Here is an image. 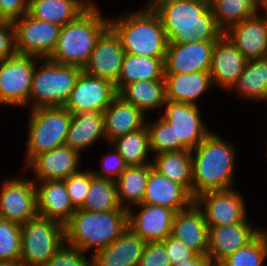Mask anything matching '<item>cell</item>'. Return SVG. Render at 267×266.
I'll use <instances>...</instances> for the list:
<instances>
[{
	"label": "cell",
	"instance_id": "obj_1",
	"mask_svg": "<svg viewBox=\"0 0 267 266\" xmlns=\"http://www.w3.org/2000/svg\"><path fill=\"white\" fill-rule=\"evenodd\" d=\"M159 15L168 44L217 41L218 27L210 0H149Z\"/></svg>",
	"mask_w": 267,
	"mask_h": 266
},
{
	"label": "cell",
	"instance_id": "obj_2",
	"mask_svg": "<svg viewBox=\"0 0 267 266\" xmlns=\"http://www.w3.org/2000/svg\"><path fill=\"white\" fill-rule=\"evenodd\" d=\"M213 130L193 150L192 156V196L207 191L235 188V166L237 146Z\"/></svg>",
	"mask_w": 267,
	"mask_h": 266
},
{
	"label": "cell",
	"instance_id": "obj_3",
	"mask_svg": "<svg viewBox=\"0 0 267 266\" xmlns=\"http://www.w3.org/2000/svg\"><path fill=\"white\" fill-rule=\"evenodd\" d=\"M126 54L165 58L168 40L157 12L145 2L138 10L108 16Z\"/></svg>",
	"mask_w": 267,
	"mask_h": 266
},
{
	"label": "cell",
	"instance_id": "obj_4",
	"mask_svg": "<svg viewBox=\"0 0 267 266\" xmlns=\"http://www.w3.org/2000/svg\"><path fill=\"white\" fill-rule=\"evenodd\" d=\"M94 1L74 21L61 27L56 47L49 60L84 69L95 44L109 26V18Z\"/></svg>",
	"mask_w": 267,
	"mask_h": 266
},
{
	"label": "cell",
	"instance_id": "obj_5",
	"mask_svg": "<svg viewBox=\"0 0 267 266\" xmlns=\"http://www.w3.org/2000/svg\"><path fill=\"white\" fill-rule=\"evenodd\" d=\"M127 228L126 208L108 212L76 209L64 225L65 244L92 256L110 245Z\"/></svg>",
	"mask_w": 267,
	"mask_h": 266
},
{
	"label": "cell",
	"instance_id": "obj_6",
	"mask_svg": "<svg viewBox=\"0 0 267 266\" xmlns=\"http://www.w3.org/2000/svg\"><path fill=\"white\" fill-rule=\"evenodd\" d=\"M83 71L42 58L37 60L29 96V110L41 107H64Z\"/></svg>",
	"mask_w": 267,
	"mask_h": 266
},
{
	"label": "cell",
	"instance_id": "obj_7",
	"mask_svg": "<svg viewBox=\"0 0 267 266\" xmlns=\"http://www.w3.org/2000/svg\"><path fill=\"white\" fill-rule=\"evenodd\" d=\"M24 169L36 156L65 145L72 113L65 107L30 110Z\"/></svg>",
	"mask_w": 267,
	"mask_h": 266
},
{
	"label": "cell",
	"instance_id": "obj_8",
	"mask_svg": "<svg viewBox=\"0 0 267 266\" xmlns=\"http://www.w3.org/2000/svg\"><path fill=\"white\" fill-rule=\"evenodd\" d=\"M65 243L64 225L37 216L21 224L22 266H44Z\"/></svg>",
	"mask_w": 267,
	"mask_h": 266
},
{
	"label": "cell",
	"instance_id": "obj_9",
	"mask_svg": "<svg viewBox=\"0 0 267 266\" xmlns=\"http://www.w3.org/2000/svg\"><path fill=\"white\" fill-rule=\"evenodd\" d=\"M38 57L16 54L0 61V105L29 108Z\"/></svg>",
	"mask_w": 267,
	"mask_h": 266
},
{
	"label": "cell",
	"instance_id": "obj_10",
	"mask_svg": "<svg viewBox=\"0 0 267 266\" xmlns=\"http://www.w3.org/2000/svg\"><path fill=\"white\" fill-rule=\"evenodd\" d=\"M199 106L165 99L160 116L174 130L177 151L193 150L212 131L201 117Z\"/></svg>",
	"mask_w": 267,
	"mask_h": 266
},
{
	"label": "cell",
	"instance_id": "obj_11",
	"mask_svg": "<svg viewBox=\"0 0 267 266\" xmlns=\"http://www.w3.org/2000/svg\"><path fill=\"white\" fill-rule=\"evenodd\" d=\"M37 216L35 182L22 174L5 177L0 186V218L24 224Z\"/></svg>",
	"mask_w": 267,
	"mask_h": 266
},
{
	"label": "cell",
	"instance_id": "obj_12",
	"mask_svg": "<svg viewBox=\"0 0 267 266\" xmlns=\"http://www.w3.org/2000/svg\"><path fill=\"white\" fill-rule=\"evenodd\" d=\"M17 54L48 58L54 51L61 26L30 16L13 21Z\"/></svg>",
	"mask_w": 267,
	"mask_h": 266
},
{
	"label": "cell",
	"instance_id": "obj_13",
	"mask_svg": "<svg viewBox=\"0 0 267 266\" xmlns=\"http://www.w3.org/2000/svg\"><path fill=\"white\" fill-rule=\"evenodd\" d=\"M238 188L207 191L195 197L194 203L203 212L208 227L250 221L245 196Z\"/></svg>",
	"mask_w": 267,
	"mask_h": 266
},
{
	"label": "cell",
	"instance_id": "obj_14",
	"mask_svg": "<svg viewBox=\"0 0 267 266\" xmlns=\"http://www.w3.org/2000/svg\"><path fill=\"white\" fill-rule=\"evenodd\" d=\"M117 95L112 82L82 71L64 107L72 114L103 113Z\"/></svg>",
	"mask_w": 267,
	"mask_h": 266
},
{
	"label": "cell",
	"instance_id": "obj_15",
	"mask_svg": "<svg viewBox=\"0 0 267 266\" xmlns=\"http://www.w3.org/2000/svg\"><path fill=\"white\" fill-rule=\"evenodd\" d=\"M175 214L167 207L140 203L127 209V225L146 243L163 241L171 235Z\"/></svg>",
	"mask_w": 267,
	"mask_h": 266
},
{
	"label": "cell",
	"instance_id": "obj_16",
	"mask_svg": "<svg viewBox=\"0 0 267 266\" xmlns=\"http://www.w3.org/2000/svg\"><path fill=\"white\" fill-rule=\"evenodd\" d=\"M124 54L119 36L108 26L98 38L83 71L115 85L118 82Z\"/></svg>",
	"mask_w": 267,
	"mask_h": 266
},
{
	"label": "cell",
	"instance_id": "obj_17",
	"mask_svg": "<svg viewBox=\"0 0 267 266\" xmlns=\"http://www.w3.org/2000/svg\"><path fill=\"white\" fill-rule=\"evenodd\" d=\"M81 155L64 145L36 156L25 168L30 170L33 181L65 180L82 167Z\"/></svg>",
	"mask_w": 267,
	"mask_h": 266
},
{
	"label": "cell",
	"instance_id": "obj_18",
	"mask_svg": "<svg viewBox=\"0 0 267 266\" xmlns=\"http://www.w3.org/2000/svg\"><path fill=\"white\" fill-rule=\"evenodd\" d=\"M246 62L242 52L223 34L212 51L210 75L214 88L229 92L243 73Z\"/></svg>",
	"mask_w": 267,
	"mask_h": 266
},
{
	"label": "cell",
	"instance_id": "obj_19",
	"mask_svg": "<svg viewBox=\"0 0 267 266\" xmlns=\"http://www.w3.org/2000/svg\"><path fill=\"white\" fill-rule=\"evenodd\" d=\"M215 42L168 44L164 60L165 73L190 74L210 71Z\"/></svg>",
	"mask_w": 267,
	"mask_h": 266
},
{
	"label": "cell",
	"instance_id": "obj_20",
	"mask_svg": "<svg viewBox=\"0 0 267 266\" xmlns=\"http://www.w3.org/2000/svg\"><path fill=\"white\" fill-rule=\"evenodd\" d=\"M250 221L242 223L209 227L207 257L221 261L252 242L263 230Z\"/></svg>",
	"mask_w": 267,
	"mask_h": 266
},
{
	"label": "cell",
	"instance_id": "obj_21",
	"mask_svg": "<svg viewBox=\"0 0 267 266\" xmlns=\"http://www.w3.org/2000/svg\"><path fill=\"white\" fill-rule=\"evenodd\" d=\"M224 34L247 60L267 57V14L257 13L230 27Z\"/></svg>",
	"mask_w": 267,
	"mask_h": 266
},
{
	"label": "cell",
	"instance_id": "obj_22",
	"mask_svg": "<svg viewBox=\"0 0 267 266\" xmlns=\"http://www.w3.org/2000/svg\"><path fill=\"white\" fill-rule=\"evenodd\" d=\"M195 198L181 185L174 183L153 166L149 168L142 203L159 205L180 212L194 204Z\"/></svg>",
	"mask_w": 267,
	"mask_h": 266
},
{
	"label": "cell",
	"instance_id": "obj_23",
	"mask_svg": "<svg viewBox=\"0 0 267 266\" xmlns=\"http://www.w3.org/2000/svg\"><path fill=\"white\" fill-rule=\"evenodd\" d=\"M209 227L203 212L194 203L186 210L176 212L171 235L198 255L208 252Z\"/></svg>",
	"mask_w": 267,
	"mask_h": 266
},
{
	"label": "cell",
	"instance_id": "obj_24",
	"mask_svg": "<svg viewBox=\"0 0 267 266\" xmlns=\"http://www.w3.org/2000/svg\"><path fill=\"white\" fill-rule=\"evenodd\" d=\"M38 216L65 225L75 213L63 180L34 181Z\"/></svg>",
	"mask_w": 267,
	"mask_h": 266
},
{
	"label": "cell",
	"instance_id": "obj_25",
	"mask_svg": "<svg viewBox=\"0 0 267 266\" xmlns=\"http://www.w3.org/2000/svg\"><path fill=\"white\" fill-rule=\"evenodd\" d=\"M146 242L127 228L107 247L91 256V266H138Z\"/></svg>",
	"mask_w": 267,
	"mask_h": 266
},
{
	"label": "cell",
	"instance_id": "obj_26",
	"mask_svg": "<svg viewBox=\"0 0 267 266\" xmlns=\"http://www.w3.org/2000/svg\"><path fill=\"white\" fill-rule=\"evenodd\" d=\"M104 131L107 144L126 134L143 128L147 115L119 95L104 110Z\"/></svg>",
	"mask_w": 267,
	"mask_h": 266
},
{
	"label": "cell",
	"instance_id": "obj_27",
	"mask_svg": "<svg viewBox=\"0 0 267 266\" xmlns=\"http://www.w3.org/2000/svg\"><path fill=\"white\" fill-rule=\"evenodd\" d=\"M165 99L199 105L201 96L214 89L210 71L165 73Z\"/></svg>",
	"mask_w": 267,
	"mask_h": 266
},
{
	"label": "cell",
	"instance_id": "obj_28",
	"mask_svg": "<svg viewBox=\"0 0 267 266\" xmlns=\"http://www.w3.org/2000/svg\"><path fill=\"white\" fill-rule=\"evenodd\" d=\"M100 140L106 142L104 117L101 112L72 114L65 145L81 155Z\"/></svg>",
	"mask_w": 267,
	"mask_h": 266
},
{
	"label": "cell",
	"instance_id": "obj_29",
	"mask_svg": "<svg viewBox=\"0 0 267 266\" xmlns=\"http://www.w3.org/2000/svg\"><path fill=\"white\" fill-rule=\"evenodd\" d=\"M95 0H28V14L63 27L74 21Z\"/></svg>",
	"mask_w": 267,
	"mask_h": 266
},
{
	"label": "cell",
	"instance_id": "obj_30",
	"mask_svg": "<svg viewBox=\"0 0 267 266\" xmlns=\"http://www.w3.org/2000/svg\"><path fill=\"white\" fill-rule=\"evenodd\" d=\"M241 100L267 101V57L247 60L243 73L229 91Z\"/></svg>",
	"mask_w": 267,
	"mask_h": 266
},
{
	"label": "cell",
	"instance_id": "obj_31",
	"mask_svg": "<svg viewBox=\"0 0 267 266\" xmlns=\"http://www.w3.org/2000/svg\"><path fill=\"white\" fill-rule=\"evenodd\" d=\"M165 58L124 54L118 82L115 84L117 92L125 85L136 81L164 80Z\"/></svg>",
	"mask_w": 267,
	"mask_h": 266
},
{
	"label": "cell",
	"instance_id": "obj_32",
	"mask_svg": "<svg viewBox=\"0 0 267 266\" xmlns=\"http://www.w3.org/2000/svg\"><path fill=\"white\" fill-rule=\"evenodd\" d=\"M118 95L126 102L132 103L147 115L152 111H162L165 102V81H136L125 85ZM157 109V110H156Z\"/></svg>",
	"mask_w": 267,
	"mask_h": 266
},
{
	"label": "cell",
	"instance_id": "obj_33",
	"mask_svg": "<svg viewBox=\"0 0 267 266\" xmlns=\"http://www.w3.org/2000/svg\"><path fill=\"white\" fill-rule=\"evenodd\" d=\"M152 166L174 183L183 186L192 195L191 150L164 152L153 155Z\"/></svg>",
	"mask_w": 267,
	"mask_h": 266
},
{
	"label": "cell",
	"instance_id": "obj_34",
	"mask_svg": "<svg viewBox=\"0 0 267 266\" xmlns=\"http://www.w3.org/2000/svg\"><path fill=\"white\" fill-rule=\"evenodd\" d=\"M152 164L128 166L115 181L118 200L123 208L143 202L148 171Z\"/></svg>",
	"mask_w": 267,
	"mask_h": 266
},
{
	"label": "cell",
	"instance_id": "obj_35",
	"mask_svg": "<svg viewBox=\"0 0 267 266\" xmlns=\"http://www.w3.org/2000/svg\"><path fill=\"white\" fill-rule=\"evenodd\" d=\"M122 208L115 181L94 176L90 168V186L84 205L80 209L90 212H108Z\"/></svg>",
	"mask_w": 267,
	"mask_h": 266
},
{
	"label": "cell",
	"instance_id": "obj_36",
	"mask_svg": "<svg viewBox=\"0 0 267 266\" xmlns=\"http://www.w3.org/2000/svg\"><path fill=\"white\" fill-rule=\"evenodd\" d=\"M218 27L226 32L230 27L259 11V0H210Z\"/></svg>",
	"mask_w": 267,
	"mask_h": 266
},
{
	"label": "cell",
	"instance_id": "obj_37",
	"mask_svg": "<svg viewBox=\"0 0 267 266\" xmlns=\"http://www.w3.org/2000/svg\"><path fill=\"white\" fill-rule=\"evenodd\" d=\"M110 144L115 147L128 166L152 164V160L148 159L151 152L146 125L113 140Z\"/></svg>",
	"mask_w": 267,
	"mask_h": 266
},
{
	"label": "cell",
	"instance_id": "obj_38",
	"mask_svg": "<svg viewBox=\"0 0 267 266\" xmlns=\"http://www.w3.org/2000/svg\"><path fill=\"white\" fill-rule=\"evenodd\" d=\"M267 228L248 245L221 260L223 266H266Z\"/></svg>",
	"mask_w": 267,
	"mask_h": 266
},
{
	"label": "cell",
	"instance_id": "obj_39",
	"mask_svg": "<svg viewBox=\"0 0 267 266\" xmlns=\"http://www.w3.org/2000/svg\"><path fill=\"white\" fill-rule=\"evenodd\" d=\"M157 118L151 121L147 118L146 121L150 152L152 155H156L177 151V141H175V133L172 126L160 115Z\"/></svg>",
	"mask_w": 267,
	"mask_h": 266
},
{
	"label": "cell",
	"instance_id": "obj_40",
	"mask_svg": "<svg viewBox=\"0 0 267 266\" xmlns=\"http://www.w3.org/2000/svg\"><path fill=\"white\" fill-rule=\"evenodd\" d=\"M21 224L0 218V262L19 263Z\"/></svg>",
	"mask_w": 267,
	"mask_h": 266
},
{
	"label": "cell",
	"instance_id": "obj_41",
	"mask_svg": "<svg viewBox=\"0 0 267 266\" xmlns=\"http://www.w3.org/2000/svg\"><path fill=\"white\" fill-rule=\"evenodd\" d=\"M63 181L65 182L71 204L75 209H80L84 205L90 186V169L85 170V168H81Z\"/></svg>",
	"mask_w": 267,
	"mask_h": 266
},
{
	"label": "cell",
	"instance_id": "obj_42",
	"mask_svg": "<svg viewBox=\"0 0 267 266\" xmlns=\"http://www.w3.org/2000/svg\"><path fill=\"white\" fill-rule=\"evenodd\" d=\"M108 147H111L110 153L102 156V159L100 160L101 168L98 170L96 168L95 170L93 168L91 169L93 175L96 177L116 181L128 165L112 144H109Z\"/></svg>",
	"mask_w": 267,
	"mask_h": 266
},
{
	"label": "cell",
	"instance_id": "obj_43",
	"mask_svg": "<svg viewBox=\"0 0 267 266\" xmlns=\"http://www.w3.org/2000/svg\"><path fill=\"white\" fill-rule=\"evenodd\" d=\"M44 266H91V256L64 243Z\"/></svg>",
	"mask_w": 267,
	"mask_h": 266
},
{
	"label": "cell",
	"instance_id": "obj_44",
	"mask_svg": "<svg viewBox=\"0 0 267 266\" xmlns=\"http://www.w3.org/2000/svg\"><path fill=\"white\" fill-rule=\"evenodd\" d=\"M138 266H172L162 241L147 242Z\"/></svg>",
	"mask_w": 267,
	"mask_h": 266
},
{
	"label": "cell",
	"instance_id": "obj_45",
	"mask_svg": "<svg viewBox=\"0 0 267 266\" xmlns=\"http://www.w3.org/2000/svg\"><path fill=\"white\" fill-rule=\"evenodd\" d=\"M162 242L164 243L165 250L172 265L191 261L198 256L195 251L189 249L172 236H168Z\"/></svg>",
	"mask_w": 267,
	"mask_h": 266
},
{
	"label": "cell",
	"instance_id": "obj_46",
	"mask_svg": "<svg viewBox=\"0 0 267 266\" xmlns=\"http://www.w3.org/2000/svg\"><path fill=\"white\" fill-rule=\"evenodd\" d=\"M16 54L13 22L0 20V61Z\"/></svg>",
	"mask_w": 267,
	"mask_h": 266
},
{
	"label": "cell",
	"instance_id": "obj_47",
	"mask_svg": "<svg viewBox=\"0 0 267 266\" xmlns=\"http://www.w3.org/2000/svg\"><path fill=\"white\" fill-rule=\"evenodd\" d=\"M28 13V0H0V20L14 21Z\"/></svg>",
	"mask_w": 267,
	"mask_h": 266
},
{
	"label": "cell",
	"instance_id": "obj_48",
	"mask_svg": "<svg viewBox=\"0 0 267 266\" xmlns=\"http://www.w3.org/2000/svg\"><path fill=\"white\" fill-rule=\"evenodd\" d=\"M208 260L207 256L198 255L195 259L185 263L173 264L172 266H202Z\"/></svg>",
	"mask_w": 267,
	"mask_h": 266
},
{
	"label": "cell",
	"instance_id": "obj_49",
	"mask_svg": "<svg viewBox=\"0 0 267 266\" xmlns=\"http://www.w3.org/2000/svg\"><path fill=\"white\" fill-rule=\"evenodd\" d=\"M202 266H223L221 261H213L208 259Z\"/></svg>",
	"mask_w": 267,
	"mask_h": 266
},
{
	"label": "cell",
	"instance_id": "obj_50",
	"mask_svg": "<svg viewBox=\"0 0 267 266\" xmlns=\"http://www.w3.org/2000/svg\"><path fill=\"white\" fill-rule=\"evenodd\" d=\"M263 10L262 13L267 14V0H259V10L260 12Z\"/></svg>",
	"mask_w": 267,
	"mask_h": 266
},
{
	"label": "cell",
	"instance_id": "obj_51",
	"mask_svg": "<svg viewBox=\"0 0 267 266\" xmlns=\"http://www.w3.org/2000/svg\"><path fill=\"white\" fill-rule=\"evenodd\" d=\"M0 266H22L20 263L0 262Z\"/></svg>",
	"mask_w": 267,
	"mask_h": 266
}]
</instances>
